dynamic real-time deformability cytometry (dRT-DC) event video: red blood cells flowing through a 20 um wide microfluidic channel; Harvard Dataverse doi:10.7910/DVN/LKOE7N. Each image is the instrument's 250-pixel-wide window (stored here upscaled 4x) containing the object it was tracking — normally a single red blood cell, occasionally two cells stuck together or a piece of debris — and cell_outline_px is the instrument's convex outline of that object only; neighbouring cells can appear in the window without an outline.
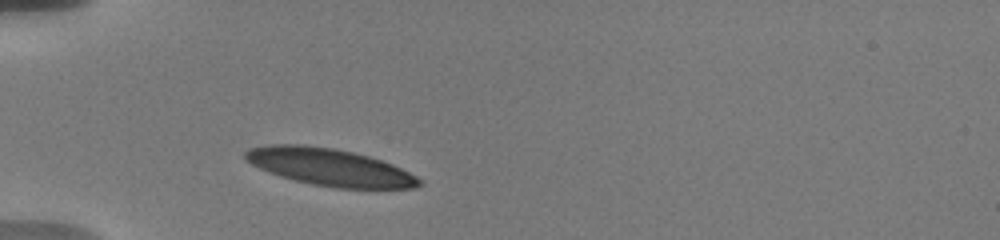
{"species": "human", "species_latin": "Homo sapiens", "temperature_condition": "warm", "stored_images_in_passage": 7, "camera_frame_rate_fps": 3000, "um_per_image_px": 0.085, "donor": {"sex": "male"}, "frame": {"image": 1, "passage_image": 1, "time_ms": 0.0, "image_size_px": [1000, 240], "cell_outline_px": [[424, 184], [416, 188], [340, 188], [312, 184], [280, 176], [260, 168], [252, 164], [244, 156], [244, 152], [248, 148], [268, 144], [304, 144], [332, 148], [352, 152], [368, 156], [392, 164], [424, 180]], "centroid_in_image_um": [28.04, 14.2], "position_along_channel_um": 57.0, "area_um2": 37.51}}
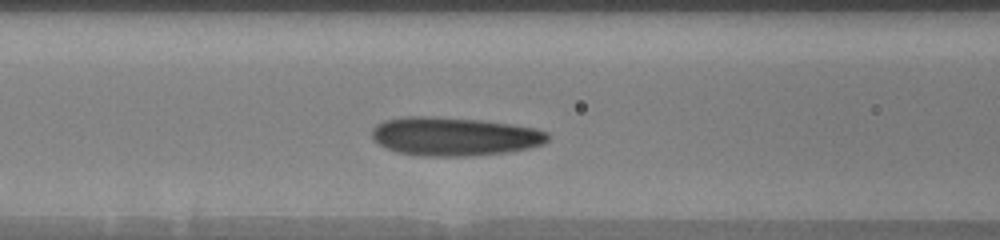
{"frame": {"image": 2, "passage_image": 5, "time_ms": 2.333, "image_size_px": [1000, 240], "cell_outline_px": [[548, 140], [544, 144], [528, 148], [508, 152], [472, 156], [420, 156], [396, 152], [372, 140], [372, 128], [376, 124], [384, 120], [404, 116], [432, 116], [484, 120], [512, 124], [536, 128], [548, 132]], "centroid_in_image_um": [38.61, 11.59], "position_along_channel_um": 128.0, "area_um2": 40.0}}
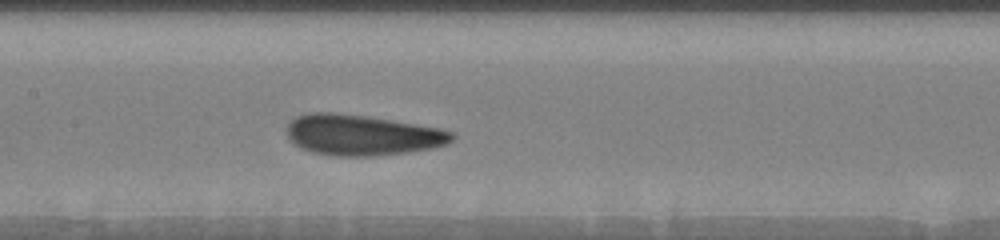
{"frame": {"image": 3, "passage_image": 7, "time_ms": 3.667, "image_size_px": [1000, 240], "cell_outline_px": [[456, 136], [448, 144], [432, 148], [408, 152], [372, 156], [332, 156], [312, 152], [300, 148], [288, 136], [288, 124], [296, 116], [308, 112], [332, 112], [368, 116], [440, 128], [452, 132]], "centroid_in_image_um": [30.78, 11.47], "position_along_channel_um": 176.6, "area_um2": 39.19}}